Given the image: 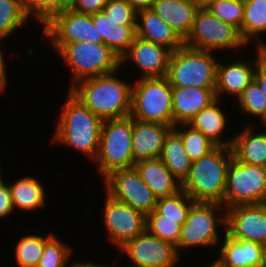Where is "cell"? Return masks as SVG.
Masks as SVG:
<instances>
[{"mask_svg": "<svg viewBox=\"0 0 266 267\" xmlns=\"http://www.w3.org/2000/svg\"><path fill=\"white\" fill-rule=\"evenodd\" d=\"M132 81L131 113L133 119L174 127L172 86L166 77L136 78Z\"/></svg>", "mask_w": 266, "mask_h": 267, "instance_id": "obj_8", "label": "cell"}, {"mask_svg": "<svg viewBox=\"0 0 266 267\" xmlns=\"http://www.w3.org/2000/svg\"><path fill=\"white\" fill-rule=\"evenodd\" d=\"M171 54L169 48L136 36L128 51L120 58L121 68L129 62L142 71L139 78L166 77Z\"/></svg>", "mask_w": 266, "mask_h": 267, "instance_id": "obj_17", "label": "cell"}, {"mask_svg": "<svg viewBox=\"0 0 266 267\" xmlns=\"http://www.w3.org/2000/svg\"><path fill=\"white\" fill-rule=\"evenodd\" d=\"M76 0H58V13L63 9H71Z\"/></svg>", "mask_w": 266, "mask_h": 267, "instance_id": "obj_46", "label": "cell"}, {"mask_svg": "<svg viewBox=\"0 0 266 267\" xmlns=\"http://www.w3.org/2000/svg\"><path fill=\"white\" fill-rule=\"evenodd\" d=\"M243 8L244 0H217L207 7L214 16L239 30L243 21Z\"/></svg>", "mask_w": 266, "mask_h": 267, "instance_id": "obj_37", "label": "cell"}, {"mask_svg": "<svg viewBox=\"0 0 266 267\" xmlns=\"http://www.w3.org/2000/svg\"><path fill=\"white\" fill-rule=\"evenodd\" d=\"M108 0H76L71 9L82 14H94L105 7Z\"/></svg>", "mask_w": 266, "mask_h": 267, "instance_id": "obj_41", "label": "cell"}, {"mask_svg": "<svg viewBox=\"0 0 266 267\" xmlns=\"http://www.w3.org/2000/svg\"><path fill=\"white\" fill-rule=\"evenodd\" d=\"M232 158L231 147L216 146L192 162L181 189L195 202H217L223 205L227 169Z\"/></svg>", "mask_w": 266, "mask_h": 267, "instance_id": "obj_3", "label": "cell"}, {"mask_svg": "<svg viewBox=\"0 0 266 267\" xmlns=\"http://www.w3.org/2000/svg\"><path fill=\"white\" fill-rule=\"evenodd\" d=\"M71 264V265H70ZM68 265V267H113L114 265H109V264H98L93 261H75L73 260L71 263Z\"/></svg>", "mask_w": 266, "mask_h": 267, "instance_id": "obj_45", "label": "cell"}, {"mask_svg": "<svg viewBox=\"0 0 266 267\" xmlns=\"http://www.w3.org/2000/svg\"><path fill=\"white\" fill-rule=\"evenodd\" d=\"M1 172H2V167H1V163H0V174H1Z\"/></svg>", "mask_w": 266, "mask_h": 267, "instance_id": "obj_51", "label": "cell"}, {"mask_svg": "<svg viewBox=\"0 0 266 267\" xmlns=\"http://www.w3.org/2000/svg\"><path fill=\"white\" fill-rule=\"evenodd\" d=\"M135 11L151 9L156 0H125Z\"/></svg>", "mask_w": 266, "mask_h": 267, "instance_id": "obj_44", "label": "cell"}, {"mask_svg": "<svg viewBox=\"0 0 266 267\" xmlns=\"http://www.w3.org/2000/svg\"><path fill=\"white\" fill-rule=\"evenodd\" d=\"M160 159L182 184L189 175L193 161L185 150L181 135L174 128L166 135Z\"/></svg>", "mask_w": 266, "mask_h": 267, "instance_id": "obj_28", "label": "cell"}, {"mask_svg": "<svg viewBox=\"0 0 266 267\" xmlns=\"http://www.w3.org/2000/svg\"><path fill=\"white\" fill-rule=\"evenodd\" d=\"M65 104L57 117L50 142L68 146L94 161L97 156L103 120L94 115L67 90Z\"/></svg>", "mask_w": 266, "mask_h": 267, "instance_id": "obj_2", "label": "cell"}, {"mask_svg": "<svg viewBox=\"0 0 266 267\" xmlns=\"http://www.w3.org/2000/svg\"><path fill=\"white\" fill-rule=\"evenodd\" d=\"M134 168L157 198L170 197L181 190V183L160 158L138 161Z\"/></svg>", "mask_w": 266, "mask_h": 267, "instance_id": "obj_24", "label": "cell"}, {"mask_svg": "<svg viewBox=\"0 0 266 267\" xmlns=\"http://www.w3.org/2000/svg\"><path fill=\"white\" fill-rule=\"evenodd\" d=\"M102 206V222L110 245L122 247L146 230V216L125 202L111 197L106 191Z\"/></svg>", "mask_w": 266, "mask_h": 267, "instance_id": "obj_11", "label": "cell"}, {"mask_svg": "<svg viewBox=\"0 0 266 267\" xmlns=\"http://www.w3.org/2000/svg\"><path fill=\"white\" fill-rule=\"evenodd\" d=\"M257 50L253 56L255 58H246L241 57L238 60L228 61L217 63L216 68V84H215V94L217 99L223 100V96H231V99H238L244 89L254 80L255 71L258 65V62L262 59L261 54L257 47ZM234 61V62H233ZM233 97V98H232Z\"/></svg>", "mask_w": 266, "mask_h": 267, "instance_id": "obj_16", "label": "cell"}, {"mask_svg": "<svg viewBox=\"0 0 266 267\" xmlns=\"http://www.w3.org/2000/svg\"><path fill=\"white\" fill-rule=\"evenodd\" d=\"M185 220L162 219L156 210L146 215V231L158 239L170 242L175 246L178 244L181 225Z\"/></svg>", "mask_w": 266, "mask_h": 267, "instance_id": "obj_36", "label": "cell"}, {"mask_svg": "<svg viewBox=\"0 0 266 267\" xmlns=\"http://www.w3.org/2000/svg\"><path fill=\"white\" fill-rule=\"evenodd\" d=\"M266 203V167L249 165L232 158L226 178L223 206Z\"/></svg>", "mask_w": 266, "mask_h": 267, "instance_id": "obj_10", "label": "cell"}, {"mask_svg": "<svg viewBox=\"0 0 266 267\" xmlns=\"http://www.w3.org/2000/svg\"><path fill=\"white\" fill-rule=\"evenodd\" d=\"M226 234L235 240L266 245V203L226 209Z\"/></svg>", "mask_w": 266, "mask_h": 267, "instance_id": "obj_15", "label": "cell"}, {"mask_svg": "<svg viewBox=\"0 0 266 267\" xmlns=\"http://www.w3.org/2000/svg\"><path fill=\"white\" fill-rule=\"evenodd\" d=\"M218 247V259L227 267L264 266V246L246 240H235L225 233Z\"/></svg>", "mask_w": 266, "mask_h": 267, "instance_id": "obj_21", "label": "cell"}, {"mask_svg": "<svg viewBox=\"0 0 266 267\" xmlns=\"http://www.w3.org/2000/svg\"><path fill=\"white\" fill-rule=\"evenodd\" d=\"M151 9L185 40L199 8L192 0H156Z\"/></svg>", "mask_w": 266, "mask_h": 267, "instance_id": "obj_23", "label": "cell"}, {"mask_svg": "<svg viewBox=\"0 0 266 267\" xmlns=\"http://www.w3.org/2000/svg\"><path fill=\"white\" fill-rule=\"evenodd\" d=\"M2 48V49H1ZM5 50H3V47H0V94L6 93L7 90V64H6V58H5Z\"/></svg>", "mask_w": 266, "mask_h": 267, "instance_id": "obj_42", "label": "cell"}, {"mask_svg": "<svg viewBox=\"0 0 266 267\" xmlns=\"http://www.w3.org/2000/svg\"><path fill=\"white\" fill-rule=\"evenodd\" d=\"M54 235L25 234L19 238L14 249L15 264L17 267H37L44 251L45 243Z\"/></svg>", "mask_w": 266, "mask_h": 267, "instance_id": "obj_30", "label": "cell"}, {"mask_svg": "<svg viewBox=\"0 0 266 267\" xmlns=\"http://www.w3.org/2000/svg\"><path fill=\"white\" fill-rule=\"evenodd\" d=\"M132 133L131 116L103 121L98 153L93 161L102 180L115 170L134 167Z\"/></svg>", "mask_w": 266, "mask_h": 267, "instance_id": "obj_6", "label": "cell"}, {"mask_svg": "<svg viewBox=\"0 0 266 267\" xmlns=\"http://www.w3.org/2000/svg\"><path fill=\"white\" fill-rule=\"evenodd\" d=\"M236 103H238L237 107L241 111L239 114L256 117L260 126L266 129V99L255 80L244 89L242 95L235 101Z\"/></svg>", "mask_w": 266, "mask_h": 267, "instance_id": "obj_32", "label": "cell"}, {"mask_svg": "<svg viewBox=\"0 0 266 267\" xmlns=\"http://www.w3.org/2000/svg\"><path fill=\"white\" fill-rule=\"evenodd\" d=\"M102 11L114 22H123V26H136L137 11L125 0H108Z\"/></svg>", "mask_w": 266, "mask_h": 267, "instance_id": "obj_39", "label": "cell"}, {"mask_svg": "<svg viewBox=\"0 0 266 267\" xmlns=\"http://www.w3.org/2000/svg\"><path fill=\"white\" fill-rule=\"evenodd\" d=\"M254 80L262 89V92L264 93L266 99V63L262 59L258 62Z\"/></svg>", "mask_w": 266, "mask_h": 267, "instance_id": "obj_43", "label": "cell"}, {"mask_svg": "<svg viewBox=\"0 0 266 267\" xmlns=\"http://www.w3.org/2000/svg\"><path fill=\"white\" fill-rule=\"evenodd\" d=\"M131 267H176L182 255L174 244L158 239L146 230L118 249Z\"/></svg>", "mask_w": 266, "mask_h": 267, "instance_id": "obj_13", "label": "cell"}, {"mask_svg": "<svg viewBox=\"0 0 266 267\" xmlns=\"http://www.w3.org/2000/svg\"><path fill=\"white\" fill-rule=\"evenodd\" d=\"M219 228L221 229L218 230ZM225 233L226 208L217 202H195L189 210L185 223L181 225L177 251L181 255V250L185 249L187 252L192 247L216 249Z\"/></svg>", "mask_w": 266, "mask_h": 267, "instance_id": "obj_5", "label": "cell"}, {"mask_svg": "<svg viewBox=\"0 0 266 267\" xmlns=\"http://www.w3.org/2000/svg\"><path fill=\"white\" fill-rule=\"evenodd\" d=\"M43 34L50 43H72L84 41L103 43L97 27H94L91 15L82 14L72 9H63L56 14L44 27Z\"/></svg>", "mask_w": 266, "mask_h": 267, "instance_id": "obj_14", "label": "cell"}, {"mask_svg": "<svg viewBox=\"0 0 266 267\" xmlns=\"http://www.w3.org/2000/svg\"><path fill=\"white\" fill-rule=\"evenodd\" d=\"M3 179V174H0V218H8L9 215L15 213L11 200V190L9 182Z\"/></svg>", "mask_w": 266, "mask_h": 267, "instance_id": "obj_40", "label": "cell"}, {"mask_svg": "<svg viewBox=\"0 0 266 267\" xmlns=\"http://www.w3.org/2000/svg\"><path fill=\"white\" fill-rule=\"evenodd\" d=\"M257 48L261 54L262 60L266 63V42Z\"/></svg>", "mask_w": 266, "mask_h": 267, "instance_id": "obj_48", "label": "cell"}, {"mask_svg": "<svg viewBox=\"0 0 266 267\" xmlns=\"http://www.w3.org/2000/svg\"><path fill=\"white\" fill-rule=\"evenodd\" d=\"M213 52L182 46L172 51L166 78L172 87L215 88L218 59Z\"/></svg>", "mask_w": 266, "mask_h": 267, "instance_id": "obj_7", "label": "cell"}, {"mask_svg": "<svg viewBox=\"0 0 266 267\" xmlns=\"http://www.w3.org/2000/svg\"><path fill=\"white\" fill-rule=\"evenodd\" d=\"M174 129L181 135L189 158L195 161L210 152L216 145L202 132L188 124H179Z\"/></svg>", "mask_w": 266, "mask_h": 267, "instance_id": "obj_33", "label": "cell"}, {"mask_svg": "<svg viewBox=\"0 0 266 267\" xmlns=\"http://www.w3.org/2000/svg\"><path fill=\"white\" fill-rule=\"evenodd\" d=\"M43 183L34 176H23L20 179L9 183L11 200L15 211L22 210L33 212L46 207V188ZM17 209V210H16Z\"/></svg>", "mask_w": 266, "mask_h": 267, "instance_id": "obj_27", "label": "cell"}, {"mask_svg": "<svg viewBox=\"0 0 266 267\" xmlns=\"http://www.w3.org/2000/svg\"><path fill=\"white\" fill-rule=\"evenodd\" d=\"M264 253H265V262H264V265L266 266V245L264 246Z\"/></svg>", "mask_w": 266, "mask_h": 267, "instance_id": "obj_50", "label": "cell"}, {"mask_svg": "<svg viewBox=\"0 0 266 267\" xmlns=\"http://www.w3.org/2000/svg\"><path fill=\"white\" fill-rule=\"evenodd\" d=\"M118 72L80 80L69 91L103 121L128 117L132 82L119 78Z\"/></svg>", "mask_w": 266, "mask_h": 267, "instance_id": "obj_1", "label": "cell"}, {"mask_svg": "<svg viewBox=\"0 0 266 267\" xmlns=\"http://www.w3.org/2000/svg\"><path fill=\"white\" fill-rule=\"evenodd\" d=\"M174 127L133 119L132 156L134 162L160 158L164 140Z\"/></svg>", "mask_w": 266, "mask_h": 267, "instance_id": "obj_18", "label": "cell"}, {"mask_svg": "<svg viewBox=\"0 0 266 267\" xmlns=\"http://www.w3.org/2000/svg\"><path fill=\"white\" fill-rule=\"evenodd\" d=\"M217 100L215 88L172 87L174 127L188 122Z\"/></svg>", "mask_w": 266, "mask_h": 267, "instance_id": "obj_19", "label": "cell"}, {"mask_svg": "<svg viewBox=\"0 0 266 267\" xmlns=\"http://www.w3.org/2000/svg\"><path fill=\"white\" fill-rule=\"evenodd\" d=\"M239 32L248 46L253 42L254 47L265 43L261 34H266V0H244L243 21Z\"/></svg>", "mask_w": 266, "mask_h": 267, "instance_id": "obj_29", "label": "cell"}, {"mask_svg": "<svg viewBox=\"0 0 266 267\" xmlns=\"http://www.w3.org/2000/svg\"><path fill=\"white\" fill-rule=\"evenodd\" d=\"M54 234L46 243L37 267H68L74 249ZM67 265V266H66Z\"/></svg>", "mask_w": 266, "mask_h": 267, "instance_id": "obj_35", "label": "cell"}, {"mask_svg": "<svg viewBox=\"0 0 266 267\" xmlns=\"http://www.w3.org/2000/svg\"><path fill=\"white\" fill-rule=\"evenodd\" d=\"M29 19L23 0H0V40L4 42L21 27L27 26Z\"/></svg>", "mask_w": 266, "mask_h": 267, "instance_id": "obj_31", "label": "cell"}, {"mask_svg": "<svg viewBox=\"0 0 266 267\" xmlns=\"http://www.w3.org/2000/svg\"><path fill=\"white\" fill-rule=\"evenodd\" d=\"M54 51L70 68L71 82L68 90L78 81L109 74L121 69L119 56L103 43L84 41L50 43Z\"/></svg>", "mask_w": 266, "mask_h": 267, "instance_id": "obj_4", "label": "cell"}, {"mask_svg": "<svg viewBox=\"0 0 266 267\" xmlns=\"http://www.w3.org/2000/svg\"><path fill=\"white\" fill-rule=\"evenodd\" d=\"M245 124L233 136V158L241 163L266 167V130L259 133L260 129H256L255 132L254 123Z\"/></svg>", "mask_w": 266, "mask_h": 267, "instance_id": "obj_20", "label": "cell"}, {"mask_svg": "<svg viewBox=\"0 0 266 267\" xmlns=\"http://www.w3.org/2000/svg\"><path fill=\"white\" fill-rule=\"evenodd\" d=\"M195 201L182 189L170 197L157 199L155 210L162 219L186 220L189 210Z\"/></svg>", "mask_w": 266, "mask_h": 267, "instance_id": "obj_34", "label": "cell"}, {"mask_svg": "<svg viewBox=\"0 0 266 267\" xmlns=\"http://www.w3.org/2000/svg\"><path fill=\"white\" fill-rule=\"evenodd\" d=\"M206 267H227V266L224 265L217 257L216 259H214L213 262L211 261L210 264H208Z\"/></svg>", "mask_w": 266, "mask_h": 267, "instance_id": "obj_49", "label": "cell"}, {"mask_svg": "<svg viewBox=\"0 0 266 267\" xmlns=\"http://www.w3.org/2000/svg\"><path fill=\"white\" fill-rule=\"evenodd\" d=\"M102 181L105 191L111 197L125 202L145 216L155 210L158 198L134 167L115 170Z\"/></svg>", "mask_w": 266, "mask_h": 267, "instance_id": "obj_12", "label": "cell"}, {"mask_svg": "<svg viewBox=\"0 0 266 267\" xmlns=\"http://www.w3.org/2000/svg\"><path fill=\"white\" fill-rule=\"evenodd\" d=\"M221 100L217 99L210 106L201 110L189 122L188 125L193 129L202 131L216 146L231 147L233 136L225 137L228 128L226 112L221 108ZM223 137H225L223 139Z\"/></svg>", "mask_w": 266, "mask_h": 267, "instance_id": "obj_25", "label": "cell"}, {"mask_svg": "<svg viewBox=\"0 0 266 267\" xmlns=\"http://www.w3.org/2000/svg\"><path fill=\"white\" fill-rule=\"evenodd\" d=\"M91 18L99 37H103V44L121 58L134 42L136 26H123V22H114L103 11L91 14Z\"/></svg>", "mask_w": 266, "mask_h": 267, "instance_id": "obj_26", "label": "cell"}, {"mask_svg": "<svg viewBox=\"0 0 266 267\" xmlns=\"http://www.w3.org/2000/svg\"><path fill=\"white\" fill-rule=\"evenodd\" d=\"M136 36L172 51L184 46V40L152 9L137 12Z\"/></svg>", "mask_w": 266, "mask_h": 267, "instance_id": "obj_22", "label": "cell"}, {"mask_svg": "<svg viewBox=\"0 0 266 267\" xmlns=\"http://www.w3.org/2000/svg\"><path fill=\"white\" fill-rule=\"evenodd\" d=\"M199 9H205L217 0H192Z\"/></svg>", "mask_w": 266, "mask_h": 267, "instance_id": "obj_47", "label": "cell"}, {"mask_svg": "<svg viewBox=\"0 0 266 267\" xmlns=\"http://www.w3.org/2000/svg\"><path fill=\"white\" fill-rule=\"evenodd\" d=\"M27 16L44 27L58 14V0H23Z\"/></svg>", "mask_w": 266, "mask_h": 267, "instance_id": "obj_38", "label": "cell"}, {"mask_svg": "<svg viewBox=\"0 0 266 267\" xmlns=\"http://www.w3.org/2000/svg\"><path fill=\"white\" fill-rule=\"evenodd\" d=\"M184 46L215 53H225L227 58L234 51H243L248 45L242 39L239 29L230 23L221 21L207 8L198 9L190 34L184 40ZM223 51V52H222Z\"/></svg>", "mask_w": 266, "mask_h": 267, "instance_id": "obj_9", "label": "cell"}]
</instances>
